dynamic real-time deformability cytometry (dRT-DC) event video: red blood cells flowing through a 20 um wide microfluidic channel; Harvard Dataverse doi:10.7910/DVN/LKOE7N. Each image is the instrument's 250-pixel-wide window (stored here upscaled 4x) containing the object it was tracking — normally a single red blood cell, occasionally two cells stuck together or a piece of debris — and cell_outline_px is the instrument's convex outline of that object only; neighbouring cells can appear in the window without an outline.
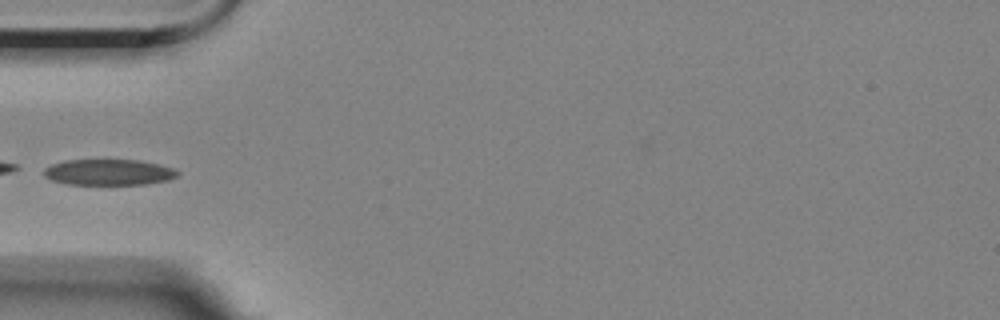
{"species": "Egyptian fruit bat (a non-hibernating species)", "species_latin": "Rousettus aegyptiacus", "temperature_condition": "room temperature", "stored_images_in_passage": 2, "camera_frame_rate_fps": 3000, "um_per_image_px": 0.085, "animal": {"sex": "female"}, "frame": {"image": 1, "passage_image": 2, "time_ms": 1.333, "image_size_px": [1000, 320], "cell_outline_px": [[180, 176], [168, 180], [144, 184], [68, 184], [52, 180], [44, 176], [44, 168], [52, 164], [64, 160], [140, 160], [172, 168], [180, 172]], "centroid_in_image_um": [9.25, 14.64], "position_along_channel_um": 75.8, "area_um2": 20.11}}